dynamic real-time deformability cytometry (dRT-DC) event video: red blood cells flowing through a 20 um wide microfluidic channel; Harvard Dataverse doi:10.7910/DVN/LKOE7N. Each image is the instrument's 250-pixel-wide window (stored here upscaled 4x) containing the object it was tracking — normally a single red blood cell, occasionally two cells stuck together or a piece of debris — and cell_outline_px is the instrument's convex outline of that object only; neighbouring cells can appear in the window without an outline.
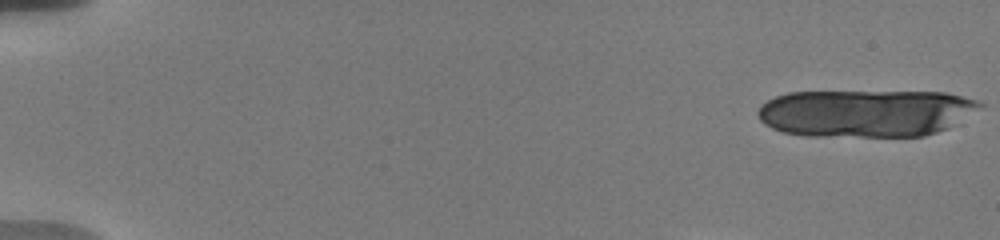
{"species": "human", "species_latin": "Homo sapiens", "temperature_condition": "warm", "stored_images_in_passage": 45, "camera_frame_rate_fps": 3000, "um_per_image_px": 0.085, "donor": {"sex": "male"}, "frame": {"image": 1, "passage_image": 1, "time_ms": 0.0, "image_size_px": [1000, 240], "cell_outline_px": [[984, 104], [948, 128], [924, 136], [804, 136], [784, 132], [772, 128], [764, 124], [760, 120], [756, 112], [760, 104], [776, 96], [788, 92], [944, 92], [976, 100]], "centroid_in_image_um": [73.51, 9.61], "position_along_channel_um": 11.5, "area_um2": 61.15}}
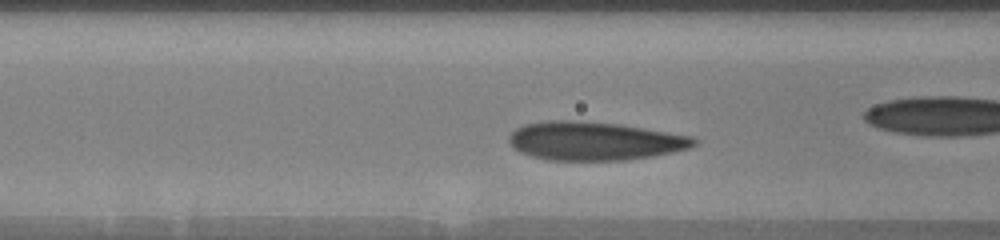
{"frame": {"image": 2, "passage_image": 19, "time_ms": 6.0, "image_size_px": [1000, 240], "cell_outline_px": [[696, 144], [692, 148], [652, 156], [628, 160], [548, 160], [532, 156], [520, 152], [512, 148], [508, 140], [508, 136], [516, 128], [524, 124], [544, 120], [572, 120], [620, 124], [692, 136], [696, 140]], "centroid_in_image_um": [50.5, 11.98], "position_along_channel_um": 116.1, "area_um2": 41.73}}
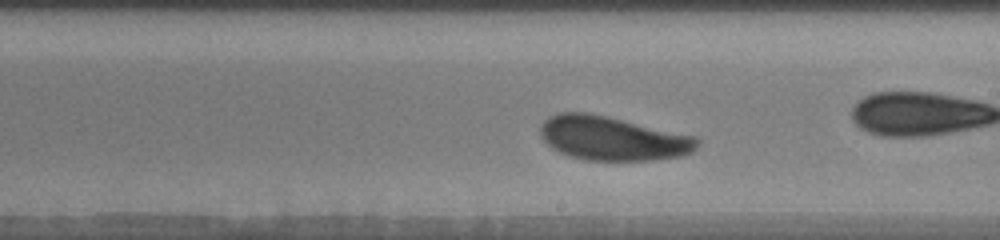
{"frame": {"image": 3, "passage_image": 29, "time_ms": 9.333, "image_size_px": [1000, 240], "cell_outline_px": [[700, 144], [692, 152], [680, 156], [652, 160], [584, 160], [568, 156], [552, 148], [540, 136], [540, 124], [548, 116], [560, 112], [588, 112], [608, 116], [696, 136], [700, 140]], "centroid_in_image_um": [52.05, 11.75], "position_along_channel_um": 236.9, "area_um2": 40.58}}